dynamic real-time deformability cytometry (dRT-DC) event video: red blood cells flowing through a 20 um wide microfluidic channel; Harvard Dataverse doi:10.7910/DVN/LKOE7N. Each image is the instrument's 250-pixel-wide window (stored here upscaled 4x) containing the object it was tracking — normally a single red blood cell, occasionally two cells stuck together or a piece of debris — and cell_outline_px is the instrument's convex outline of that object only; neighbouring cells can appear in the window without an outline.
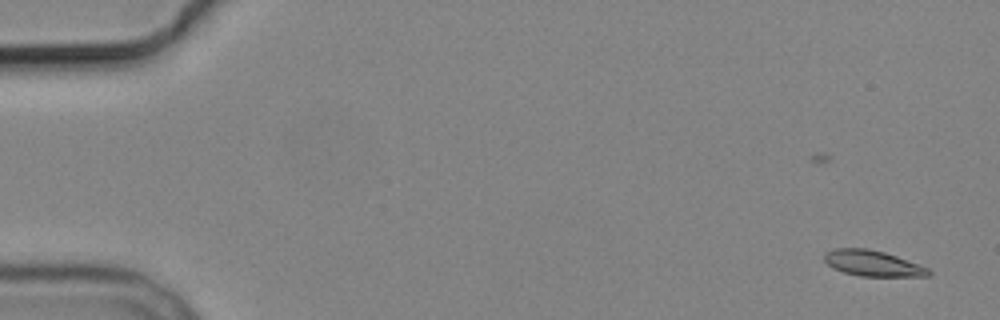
{"species": "common noctule bat (a hibernating species)", "species_latin": "Nyctalus noctula", "temperature_condition": "cold", "stored_images_in_passage": 5, "camera_frame_rate_fps": 3000, "um_per_image_px": 0.085, "animal": {"sex": "male", "body_mass_g": 19.2, "forearm_length_mm": 51.8}, "frame": {"image": 1, "passage_image": 1, "time_ms": 0.0, "image_size_px": [1000, 320], "cell_outline_px": [[932, 272], [928, 276], [860, 276], [844, 272], [832, 268], [824, 260], [824, 252], [832, 248], [868, 248], [884, 252], [896, 256], [928, 268]], "centroid_in_image_um": [74.13, 22.37], "position_along_channel_um": 10.9, "area_um2": 15.61}}
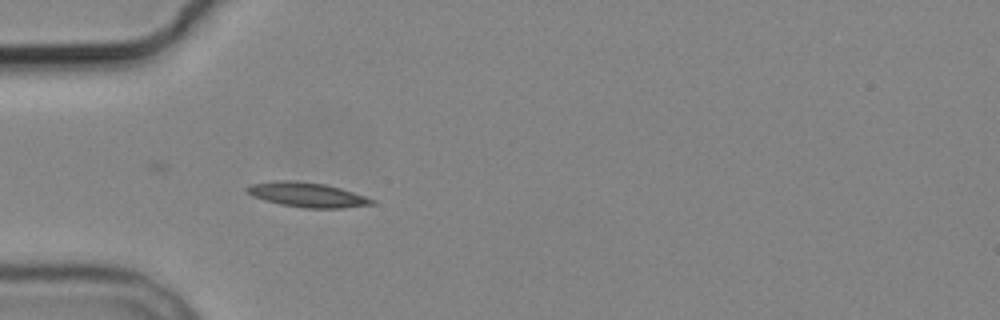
{"frame": {"image": 2, "passage_image": 5, "time_ms": 5.0, "image_size_px": [1000, 320], "cell_outline_px": [[376, 204], [344, 208], [304, 208], [280, 204], [264, 200], [252, 196], [244, 188], [252, 184], [272, 180], [292, 180], [324, 184], [340, 188], [376, 200]], "centroid_in_image_um": [26.1, 16.56], "position_along_channel_um": 58.9, "area_um2": 17.98}}